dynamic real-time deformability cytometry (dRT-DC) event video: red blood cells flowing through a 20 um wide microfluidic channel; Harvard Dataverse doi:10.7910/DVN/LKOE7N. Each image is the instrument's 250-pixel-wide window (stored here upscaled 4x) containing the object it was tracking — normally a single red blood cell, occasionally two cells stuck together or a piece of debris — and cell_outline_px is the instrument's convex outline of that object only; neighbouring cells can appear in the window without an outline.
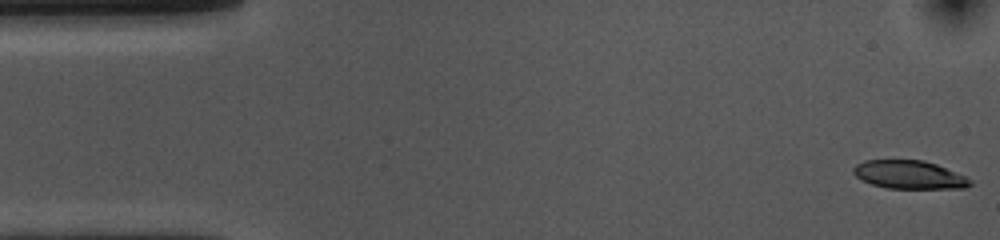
{"species": "common noctule bat (a hibernating species)", "species_latin": "Nyctalus noctula", "temperature_condition": "cold", "stored_images_in_passage": 52, "camera_frame_rate_fps": 3000, "um_per_image_px": 0.085, "animal": {"sex": "female", "body_mass_g": 10.0, "forearm_length_mm": 53.1}, "frame": {"image": 1, "passage_image": 1, "time_ms": 0.0, "image_size_px": [1000, 240], "cell_outline_px": [[972, 184], [964, 188], [888, 188], [872, 184], [860, 180], [852, 172], [852, 168], [856, 164], [864, 160], [924, 160], [936, 164], [964, 176], [972, 180]], "centroid_in_image_um": [77.24, 14.84], "position_along_channel_um": 7.8, "area_um2": 19.19}}
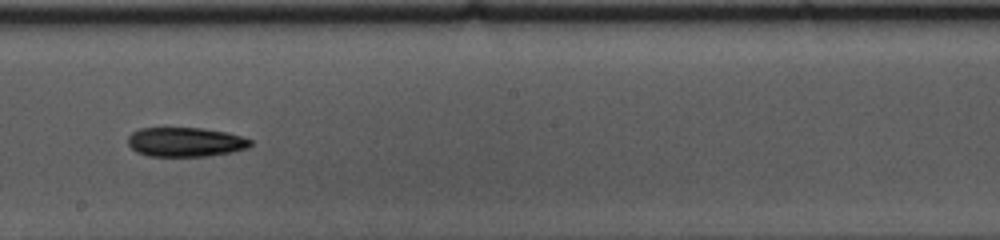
{"frame": {"image": 2, "passage_image": 28, "time_ms": 9.0, "image_size_px": [1000, 240], "cell_outline_px": [[252, 144], [248, 148], [232, 152], [208, 156], [148, 156], [136, 152], [128, 144], [128, 136], [132, 132], [140, 128], [204, 128], [228, 132], [252, 140]], "centroid_in_image_um": [15.77, 12.07], "position_along_channel_um": 232.4, "area_um2": 21.1}}
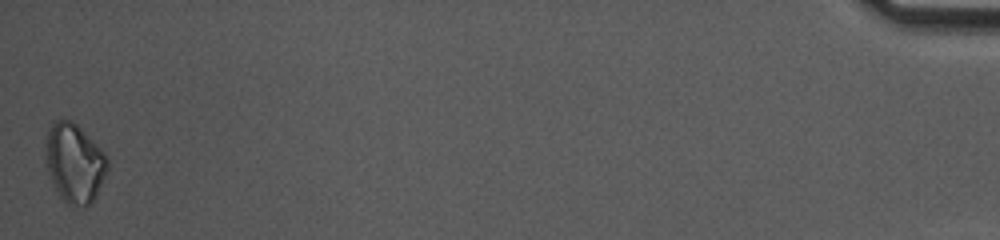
{"frame": {"image": 3, "passage_image": 52, "time_ms": 17.0, "image_size_px": [1000, 240], "cell_outline_px": [[108, 172], [96, 196], [84, 208], [68, 204], [60, 196], [48, 172], [44, 156], [44, 148], [48, 132], [52, 120], [72, 120], [108, 156]], "centroid_in_image_um": [6.33, 13.85], "position_along_channel_um": 428.9, "area_um2": 28.61}, "authors_computed_cell_mechanics": {"area_um2": 21.1548, "velocity_mm_per_s": 3.7238, "shape_relaxation_time_tau1_ms": 3.0941, "shape_relaxation_time_tau2_ms": null, "deformation_change_tau1": 0.1028, "deformation_change_tau2": null}}